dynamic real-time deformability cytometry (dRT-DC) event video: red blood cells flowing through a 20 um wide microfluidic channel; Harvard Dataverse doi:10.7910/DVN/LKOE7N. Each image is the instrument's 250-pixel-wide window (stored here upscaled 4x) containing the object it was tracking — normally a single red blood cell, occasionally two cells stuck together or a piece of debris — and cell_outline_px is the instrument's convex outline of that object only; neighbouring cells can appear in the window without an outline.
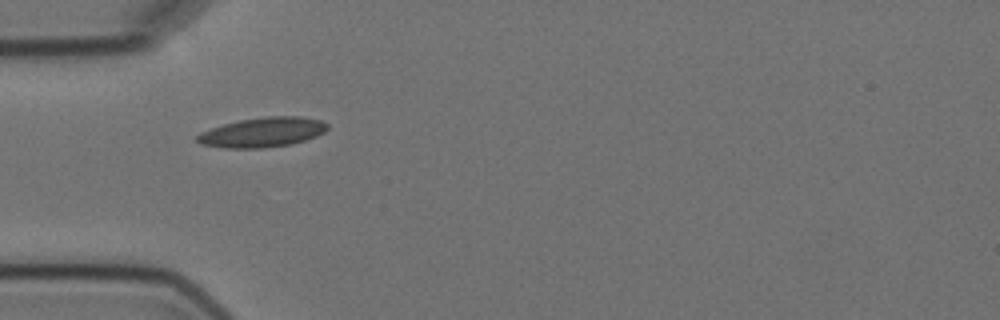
{"species": "Egyptian fruit bat (a non-hibernating species)", "species_latin": "Rousettus aegyptiacus", "temperature_condition": "cold", "stored_images_in_passage": 3, "camera_frame_rate_fps": 3000, "um_per_image_px": 0.085, "animal": {"sex": "female"}, "frame": {"image": 1, "passage_image": 2, "time_ms": 4.0, "image_size_px": [1000, 320], "cell_outline_px": [[328, 128], [324, 132], [316, 136], [292, 144], [264, 148], [224, 148], [200, 144], [196, 140], [196, 136], [200, 132], [224, 124], [240, 120], [264, 116], [300, 116], [320, 120], [328, 124]], "centroid_in_image_um": [22.31, 11.24], "position_along_channel_um": 62.7, "area_um2": 22.6}}
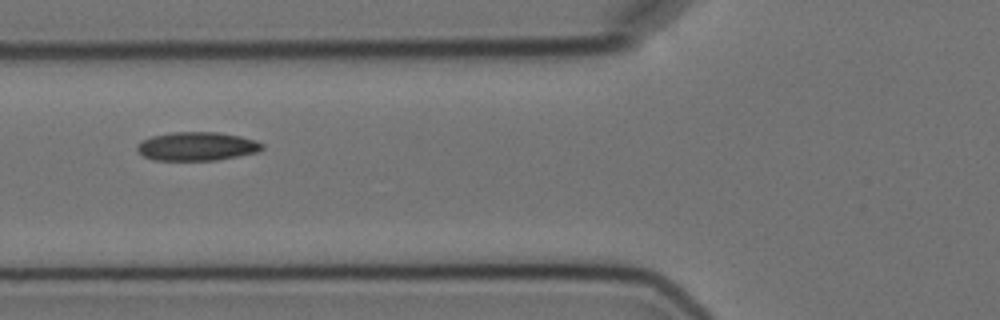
{"frame": {"image": 2, "passage_image": 3, "time_ms": 5.333, "image_size_px": [1000, 320], "cell_outline_px": [[264, 148], [256, 152], [216, 160], [152, 160], [136, 152], [136, 144], [140, 140], [152, 136], [172, 132], [216, 132], [240, 136], [256, 140], [264, 144]], "centroid_in_image_um": [16.68, 12.43], "position_along_channel_um": 109.1, "area_um2": 20.98}}